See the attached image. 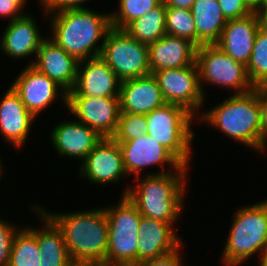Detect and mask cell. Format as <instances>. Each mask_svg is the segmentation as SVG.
<instances>
[{
    "label": "cell",
    "mask_w": 267,
    "mask_h": 266,
    "mask_svg": "<svg viewBox=\"0 0 267 266\" xmlns=\"http://www.w3.org/2000/svg\"><path fill=\"white\" fill-rule=\"evenodd\" d=\"M38 207L61 230L69 257L76 266H106L108 220L103 206L62 213L51 212L39 203Z\"/></svg>",
    "instance_id": "cell-1"
},
{
    "label": "cell",
    "mask_w": 267,
    "mask_h": 266,
    "mask_svg": "<svg viewBox=\"0 0 267 266\" xmlns=\"http://www.w3.org/2000/svg\"><path fill=\"white\" fill-rule=\"evenodd\" d=\"M190 170V167L182 165L175 172L135 177L132 181L135 185L125 184L121 194L135 205L142 216L170 223L178 230L175 226H178L177 222L185 211Z\"/></svg>",
    "instance_id": "cell-2"
},
{
    "label": "cell",
    "mask_w": 267,
    "mask_h": 266,
    "mask_svg": "<svg viewBox=\"0 0 267 266\" xmlns=\"http://www.w3.org/2000/svg\"><path fill=\"white\" fill-rule=\"evenodd\" d=\"M89 8L57 12L41 9L46 19L49 18L50 35L47 36L78 61L100 56L107 33L112 28L110 12Z\"/></svg>",
    "instance_id": "cell-3"
},
{
    "label": "cell",
    "mask_w": 267,
    "mask_h": 266,
    "mask_svg": "<svg viewBox=\"0 0 267 266\" xmlns=\"http://www.w3.org/2000/svg\"><path fill=\"white\" fill-rule=\"evenodd\" d=\"M230 97L217 102L212 108L196 118L215 130H219L225 137L240 142L248 149L262 152V128L260 122V108L257 100V86L243 94H228Z\"/></svg>",
    "instance_id": "cell-4"
},
{
    "label": "cell",
    "mask_w": 267,
    "mask_h": 266,
    "mask_svg": "<svg viewBox=\"0 0 267 266\" xmlns=\"http://www.w3.org/2000/svg\"><path fill=\"white\" fill-rule=\"evenodd\" d=\"M233 214L220 255L222 266H243L253 256L259 260L267 244V198L243 204Z\"/></svg>",
    "instance_id": "cell-5"
},
{
    "label": "cell",
    "mask_w": 267,
    "mask_h": 266,
    "mask_svg": "<svg viewBox=\"0 0 267 266\" xmlns=\"http://www.w3.org/2000/svg\"><path fill=\"white\" fill-rule=\"evenodd\" d=\"M145 120L148 124L147 134L165 147L183 166L191 168L192 153L195 152L193 141L197 138L192 129L196 117L182 106L165 103L145 114Z\"/></svg>",
    "instance_id": "cell-6"
},
{
    "label": "cell",
    "mask_w": 267,
    "mask_h": 266,
    "mask_svg": "<svg viewBox=\"0 0 267 266\" xmlns=\"http://www.w3.org/2000/svg\"><path fill=\"white\" fill-rule=\"evenodd\" d=\"M105 206L108 220L106 266H135L141 214L135 205L122 195L116 204Z\"/></svg>",
    "instance_id": "cell-7"
},
{
    "label": "cell",
    "mask_w": 267,
    "mask_h": 266,
    "mask_svg": "<svg viewBox=\"0 0 267 266\" xmlns=\"http://www.w3.org/2000/svg\"><path fill=\"white\" fill-rule=\"evenodd\" d=\"M196 63L199 69L200 87L207 101L208 86L230 91L231 95L243 94L254 89L246 66L235 61L215 44H203L197 47ZM206 84L208 86H206Z\"/></svg>",
    "instance_id": "cell-8"
},
{
    "label": "cell",
    "mask_w": 267,
    "mask_h": 266,
    "mask_svg": "<svg viewBox=\"0 0 267 266\" xmlns=\"http://www.w3.org/2000/svg\"><path fill=\"white\" fill-rule=\"evenodd\" d=\"M99 57L121 81L151 74L148 45L135 40L124 29L109 30Z\"/></svg>",
    "instance_id": "cell-9"
},
{
    "label": "cell",
    "mask_w": 267,
    "mask_h": 266,
    "mask_svg": "<svg viewBox=\"0 0 267 266\" xmlns=\"http://www.w3.org/2000/svg\"><path fill=\"white\" fill-rule=\"evenodd\" d=\"M151 74L157 80L166 103L182 106L196 118L201 114L206 98L200 87L196 62L186 67L162 69Z\"/></svg>",
    "instance_id": "cell-10"
},
{
    "label": "cell",
    "mask_w": 267,
    "mask_h": 266,
    "mask_svg": "<svg viewBox=\"0 0 267 266\" xmlns=\"http://www.w3.org/2000/svg\"><path fill=\"white\" fill-rule=\"evenodd\" d=\"M123 155V164L128 177L144 175V170L158 166V171H149L145 175H158L177 171L182 164L154 138L147 133L133 140L117 142ZM168 168H167V167ZM160 167V168H159ZM166 167V168H165ZM160 169V170H159Z\"/></svg>",
    "instance_id": "cell-11"
},
{
    "label": "cell",
    "mask_w": 267,
    "mask_h": 266,
    "mask_svg": "<svg viewBox=\"0 0 267 266\" xmlns=\"http://www.w3.org/2000/svg\"><path fill=\"white\" fill-rule=\"evenodd\" d=\"M10 86L20 96L27 110L37 119L43 111L58 103V98L63 104L62 107H67V92L32 66L24 65Z\"/></svg>",
    "instance_id": "cell-12"
},
{
    "label": "cell",
    "mask_w": 267,
    "mask_h": 266,
    "mask_svg": "<svg viewBox=\"0 0 267 266\" xmlns=\"http://www.w3.org/2000/svg\"><path fill=\"white\" fill-rule=\"evenodd\" d=\"M77 168L80 179L97 186L120 184L128 178L121 148L113 138L101 139Z\"/></svg>",
    "instance_id": "cell-13"
},
{
    "label": "cell",
    "mask_w": 267,
    "mask_h": 266,
    "mask_svg": "<svg viewBox=\"0 0 267 266\" xmlns=\"http://www.w3.org/2000/svg\"><path fill=\"white\" fill-rule=\"evenodd\" d=\"M68 116L96 131L102 138H112L117 130L119 98L67 96Z\"/></svg>",
    "instance_id": "cell-14"
},
{
    "label": "cell",
    "mask_w": 267,
    "mask_h": 266,
    "mask_svg": "<svg viewBox=\"0 0 267 266\" xmlns=\"http://www.w3.org/2000/svg\"><path fill=\"white\" fill-rule=\"evenodd\" d=\"M3 29L0 36V52L10 57V60L28 59L30 61L27 62V66H31L41 42L47 37L41 34L36 17L31 13L25 14L8 22Z\"/></svg>",
    "instance_id": "cell-15"
},
{
    "label": "cell",
    "mask_w": 267,
    "mask_h": 266,
    "mask_svg": "<svg viewBox=\"0 0 267 266\" xmlns=\"http://www.w3.org/2000/svg\"><path fill=\"white\" fill-rule=\"evenodd\" d=\"M62 120L50 130V144L59 157L78 160L81 164L103 138L92 128L74 118Z\"/></svg>",
    "instance_id": "cell-16"
},
{
    "label": "cell",
    "mask_w": 267,
    "mask_h": 266,
    "mask_svg": "<svg viewBox=\"0 0 267 266\" xmlns=\"http://www.w3.org/2000/svg\"><path fill=\"white\" fill-rule=\"evenodd\" d=\"M121 80L101 57L81 60L77 80L67 96L119 98Z\"/></svg>",
    "instance_id": "cell-17"
},
{
    "label": "cell",
    "mask_w": 267,
    "mask_h": 266,
    "mask_svg": "<svg viewBox=\"0 0 267 266\" xmlns=\"http://www.w3.org/2000/svg\"><path fill=\"white\" fill-rule=\"evenodd\" d=\"M170 224L145 216L140 217L137 241V264L157 259L177 250L184 239Z\"/></svg>",
    "instance_id": "cell-18"
},
{
    "label": "cell",
    "mask_w": 267,
    "mask_h": 266,
    "mask_svg": "<svg viewBox=\"0 0 267 266\" xmlns=\"http://www.w3.org/2000/svg\"><path fill=\"white\" fill-rule=\"evenodd\" d=\"M35 121L20 96L8 86L0 97V135L4 142L16 149L25 146Z\"/></svg>",
    "instance_id": "cell-19"
},
{
    "label": "cell",
    "mask_w": 267,
    "mask_h": 266,
    "mask_svg": "<svg viewBox=\"0 0 267 266\" xmlns=\"http://www.w3.org/2000/svg\"><path fill=\"white\" fill-rule=\"evenodd\" d=\"M78 63L74 56L47 36L41 42L31 66L69 93L77 80Z\"/></svg>",
    "instance_id": "cell-20"
},
{
    "label": "cell",
    "mask_w": 267,
    "mask_h": 266,
    "mask_svg": "<svg viewBox=\"0 0 267 266\" xmlns=\"http://www.w3.org/2000/svg\"><path fill=\"white\" fill-rule=\"evenodd\" d=\"M165 103L153 74L121 81L120 112L148 114Z\"/></svg>",
    "instance_id": "cell-21"
},
{
    "label": "cell",
    "mask_w": 267,
    "mask_h": 266,
    "mask_svg": "<svg viewBox=\"0 0 267 266\" xmlns=\"http://www.w3.org/2000/svg\"><path fill=\"white\" fill-rule=\"evenodd\" d=\"M196 50L190 40L165 34L148 44L150 72L192 65L196 62Z\"/></svg>",
    "instance_id": "cell-22"
},
{
    "label": "cell",
    "mask_w": 267,
    "mask_h": 266,
    "mask_svg": "<svg viewBox=\"0 0 267 266\" xmlns=\"http://www.w3.org/2000/svg\"><path fill=\"white\" fill-rule=\"evenodd\" d=\"M258 29L255 13L243 18L228 20L215 45L235 61L247 66Z\"/></svg>",
    "instance_id": "cell-23"
},
{
    "label": "cell",
    "mask_w": 267,
    "mask_h": 266,
    "mask_svg": "<svg viewBox=\"0 0 267 266\" xmlns=\"http://www.w3.org/2000/svg\"><path fill=\"white\" fill-rule=\"evenodd\" d=\"M37 216L40 226L36 227V242L40 250V266H76L69 257L61 230L38 207L29 205Z\"/></svg>",
    "instance_id": "cell-24"
},
{
    "label": "cell",
    "mask_w": 267,
    "mask_h": 266,
    "mask_svg": "<svg viewBox=\"0 0 267 266\" xmlns=\"http://www.w3.org/2000/svg\"><path fill=\"white\" fill-rule=\"evenodd\" d=\"M191 12L196 26V46L215 44L227 23L218 0H195Z\"/></svg>",
    "instance_id": "cell-25"
},
{
    "label": "cell",
    "mask_w": 267,
    "mask_h": 266,
    "mask_svg": "<svg viewBox=\"0 0 267 266\" xmlns=\"http://www.w3.org/2000/svg\"><path fill=\"white\" fill-rule=\"evenodd\" d=\"M165 23L166 6L161 2L142 17L130 22L124 30L135 40L148 45L167 34Z\"/></svg>",
    "instance_id": "cell-26"
},
{
    "label": "cell",
    "mask_w": 267,
    "mask_h": 266,
    "mask_svg": "<svg viewBox=\"0 0 267 266\" xmlns=\"http://www.w3.org/2000/svg\"><path fill=\"white\" fill-rule=\"evenodd\" d=\"M40 250L36 242V227L21 226L12 242L8 266H40Z\"/></svg>",
    "instance_id": "cell-27"
},
{
    "label": "cell",
    "mask_w": 267,
    "mask_h": 266,
    "mask_svg": "<svg viewBox=\"0 0 267 266\" xmlns=\"http://www.w3.org/2000/svg\"><path fill=\"white\" fill-rule=\"evenodd\" d=\"M116 9L110 12L111 25L116 29H124L133 20L142 17L162 0H118Z\"/></svg>",
    "instance_id": "cell-28"
},
{
    "label": "cell",
    "mask_w": 267,
    "mask_h": 266,
    "mask_svg": "<svg viewBox=\"0 0 267 266\" xmlns=\"http://www.w3.org/2000/svg\"><path fill=\"white\" fill-rule=\"evenodd\" d=\"M246 69L254 87L267 86V32L258 29Z\"/></svg>",
    "instance_id": "cell-29"
},
{
    "label": "cell",
    "mask_w": 267,
    "mask_h": 266,
    "mask_svg": "<svg viewBox=\"0 0 267 266\" xmlns=\"http://www.w3.org/2000/svg\"><path fill=\"white\" fill-rule=\"evenodd\" d=\"M165 30L168 35L188 39L196 45V26L191 10L166 7Z\"/></svg>",
    "instance_id": "cell-30"
},
{
    "label": "cell",
    "mask_w": 267,
    "mask_h": 266,
    "mask_svg": "<svg viewBox=\"0 0 267 266\" xmlns=\"http://www.w3.org/2000/svg\"><path fill=\"white\" fill-rule=\"evenodd\" d=\"M145 114L120 112L118 127L112 137L116 142L133 140L147 133Z\"/></svg>",
    "instance_id": "cell-31"
},
{
    "label": "cell",
    "mask_w": 267,
    "mask_h": 266,
    "mask_svg": "<svg viewBox=\"0 0 267 266\" xmlns=\"http://www.w3.org/2000/svg\"><path fill=\"white\" fill-rule=\"evenodd\" d=\"M6 220L2 219V216L0 217V266H8L13 239L21 228L19 225L16 226L17 222Z\"/></svg>",
    "instance_id": "cell-32"
},
{
    "label": "cell",
    "mask_w": 267,
    "mask_h": 266,
    "mask_svg": "<svg viewBox=\"0 0 267 266\" xmlns=\"http://www.w3.org/2000/svg\"><path fill=\"white\" fill-rule=\"evenodd\" d=\"M27 3L28 0H0V18H8L7 22H10L28 14L24 9L27 8Z\"/></svg>",
    "instance_id": "cell-33"
},
{
    "label": "cell",
    "mask_w": 267,
    "mask_h": 266,
    "mask_svg": "<svg viewBox=\"0 0 267 266\" xmlns=\"http://www.w3.org/2000/svg\"><path fill=\"white\" fill-rule=\"evenodd\" d=\"M218 3L227 21L243 18L252 13L243 0H218Z\"/></svg>",
    "instance_id": "cell-34"
},
{
    "label": "cell",
    "mask_w": 267,
    "mask_h": 266,
    "mask_svg": "<svg viewBox=\"0 0 267 266\" xmlns=\"http://www.w3.org/2000/svg\"><path fill=\"white\" fill-rule=\"evenodd\" d=\"M183 243L177 250L157 259L147 260L136 264L135 266H185L184 255L182 252L185 250Z\"/></svg>",
    "instance_id": "cell-35"
},
{
    "label": "cell",
    "mask_w": 267,
    "mask_h": 266,
    "mask_svg": "<svg viewBox=\"0 0 267 266\" xmlns=\"http://www.w3.org/2000/svg\"><path fill=\"white\" fill-rule=\"evenodd\" d=\"M90 0H44L39 6L46 12H57L64 9L88 8Z\"/></svg>",
    "instance_id": "cell-36"
},
{
    "label": "cell",
    "mask_w": 267,
    "mask_h": 266,
    "mask_svg": "<svg viewBox=\"0 0 267 266\" xmlns=\"http://www.w3.org/2000/svg\"><path fill=\"white\" fill-rule=\"evenodd\" d=\"M257 100L260 108L263 149L267 143V86H257Z\"/></svg>",
    "instance_id": "cell-37"
},
{
    "label": "cell",
    "mask_w": 267,
    "mask_h": 266,
    "mask_svg": "<svg viewBox=\"0 0 267 266\" xmlns=\"http://www.w3.org/2000/svg\"><path fill=\"white\" fill-rule=\"evenodd\" d=\"M166 7H176L191 10L195 0H162Z\"/></svg>",
    "instance_id": "cell-38"
},
{
    "label": "cell",
    "mask_w": 267,
    "mask_h": 266,
    "mask_svg": "<svg viewBox=\"0 0 267 266\" xmlns=\"http://www.w3.org/2000/svg\"><path fill=\"white\" fill-rule=\"evenodd\" d=\"M255 14L258 20L259 29L267 32V6L261 7L255 12Z\"/></svg>",
    "instance_id": "cell-39"
},
{
    "label": "cell",
    "mask_w": 267,
    "mask_h": 266,
    "mask_svg": "<svg viewBox=\"0 0 267 266\" xmlns=\"http://www.w3.org/2000/svg\"><path fill=\"white\" fill-rule=\"evenodd\" d=\"M243 2L252 13L263 7V0H243Z\"/></svg>",
    "instance_id": "cell-40"
},
{
    "label": "cell",
    "mask_w": 267,
    "mask_h": 266,
    "mask_svg": "<svg viewBox=\"0 0 267 266\" xmlns=\"http://www.w3.org/2000/svg\"><path fill=\"white\" fill-rule=\"evenodd\" d=\"M258 263H257L258 266H267V244L262 250Z\"/></svg>",
    "instance_id": "cell-41"
},
{
    "label": "cell",
    "mask_w": 267,
    "mask_h": 266,
    "mask_svg": "<svg viewBox=\"0 0 267 266\" xmlns=\"http://www.w3.org/2000/svg\"><path fill=\"white\" fill-rule=\"evenodd\" d=\"M2 158H0V180H1V178L3 177V171L5 170L4 168H5V166L3 167V164H2V162H3V160H1Z\"/></svg>",
    "instance_id": "cell-42"
},
{
    "label": "cell",
    "mask_w": 267,
    "mask_h": 266,
    "mask_svg": "<svg viewBox=\"0 0 267 266\" xmlns=\"http://www.w3.org/2000/svg\"><path fill=\"white\" fill-rule=\"evenodd\" d=\"M266 151V152H265ZM262 154L264 153L265 154V156H266V153H267V143H266V145L263 147V149H262V152H261Z\"/></svg>",
    "instance_id": "cell-43"
},
{
    "label": "cell",
    "mask_w": 267,
    "mask_h": 266,
    "mask_svg": "<svg viewBox=\"0 0 267 266\" xmlns=\"http://www.w3.org/2000/svg\"><path fill=\"white\" fill-rule=\"evenodd\" d=\"M263 6H267V0H263Z\"/></svg>",
    "instance_id": "cell-44"
},
{
    "label": "cell",
    "mask_w": 267,
    "mask_h": 266,
    "mask_svg": "<svg viewBox=\"0 0 267 266\" xmlns=\"http://www.w3.org/2000/svg\"><path fill=\"white\" fill-rule=\"evenodd\" d=\"M44 0H38V4H41Z\"/></svg>",
    "instance_id": "cell-45"
}]
</instances>
